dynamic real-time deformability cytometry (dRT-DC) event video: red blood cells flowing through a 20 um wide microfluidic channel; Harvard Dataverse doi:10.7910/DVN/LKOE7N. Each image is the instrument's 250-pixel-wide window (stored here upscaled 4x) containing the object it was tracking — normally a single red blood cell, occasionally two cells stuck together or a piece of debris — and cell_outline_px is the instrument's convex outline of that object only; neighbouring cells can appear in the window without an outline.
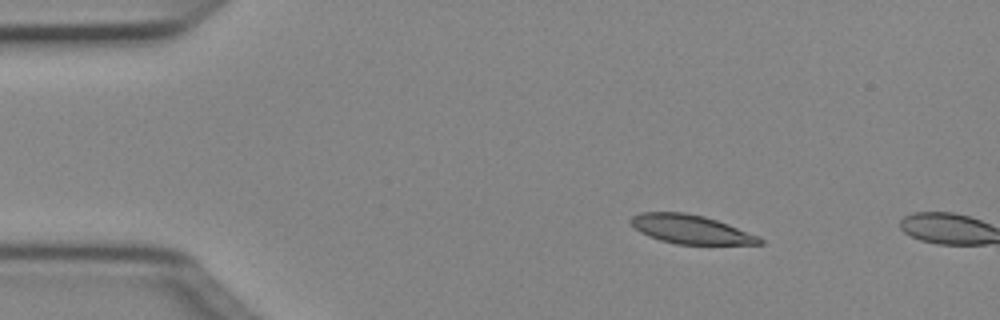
{"species": "Egyptian fruit bat (a non-hibernating species)", "species_latin": "Rousettus aegyptiacus", "temperature_condition": "cold", "stored_images_in_passage": 3, "camera_frame_rate_fps": 3000, "um_per_image_px": 0.085, "animal": {"sex": "female"}, "frame": {"image": 1, "passage_image": 1, "time_ms": 0.0, "image_size_px": [1000, 320], "cell_outline_px": [[764, 244], [676, 244], [660, 240], [648, 236], [640, 232], [628, 220], [632, 216], [640, 212], [684, 212], [704, 216], [728, 224], [760, 236], [764, 240]], "centroid_in_image_um": [58.72, 19.49], "position_along_channel_um": 26.3, "area_um2": 21.68}}